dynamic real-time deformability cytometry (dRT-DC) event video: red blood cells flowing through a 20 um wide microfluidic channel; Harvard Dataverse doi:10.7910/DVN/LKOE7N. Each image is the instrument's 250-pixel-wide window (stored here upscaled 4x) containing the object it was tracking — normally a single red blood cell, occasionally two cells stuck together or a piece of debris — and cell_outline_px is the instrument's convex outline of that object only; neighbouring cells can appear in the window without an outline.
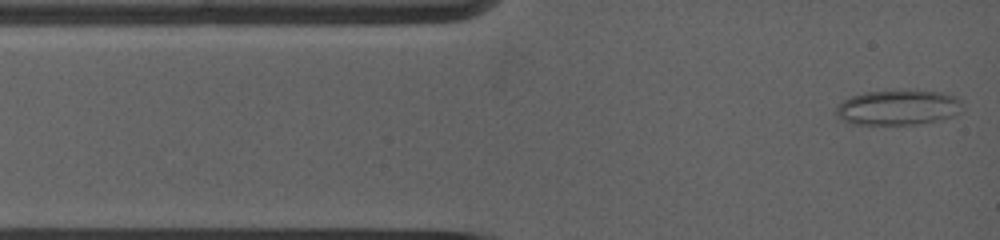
{"species": "common noctule bat (a hibernating species)", "species_latin": "Nyctalus noctula", "temperature_condition": "warm", "stored_images_in_passage": 82, "camera_frame_rate_fps": 5000, "um_per_image_px": 0.085, "animal": {"sex": "female", "body_mass_g": 19.0, "forearm_length_mm": 53.3}, "frame": {"image": 1, "passage_image": 1, "time_ms": 0.0, "image_size_px": [1000, 240], "cell_outline_px": [[964, 104], [960, 112], [952, 116], [940, 120], [916, 124], [848, 124], [836, 116], [836, 108], [844, 100], [852, 96], [864, 92], [904, 88], [916, 88], [940, 92], [952, 96], [960, 100]], "centroid_in_image_um": [76.35, 9.1], "position_along_channel_um": 8.7, "area_um2": 26.59}}
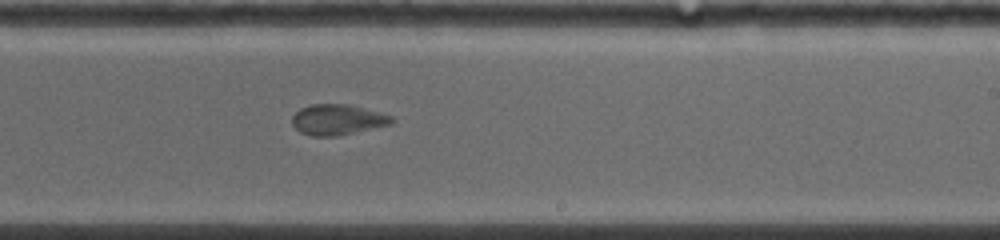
{"frame": {"image": 2, "passage_image": 35, "time_ms": 7.6, "image_size_px": [1000, 240], "cell_outline_px": [[396, 120], [392, 124], [336, 136], [312, 136], [300, 132], [292, 124], [292, 116], [300, 108], [312, 104], [344, 104], [392, 116]], "centroid_in_image_um": [28.66, 10.18], "position_along_channel_um": 260.3, "area_um2": 17.46}}
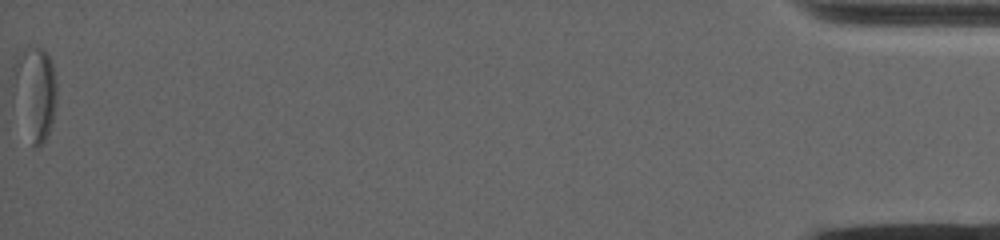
{"frame": {"image": 3, "passage_image": 82, "time_ms": 16.4, "image_size_px": [1000, 240], "cell_outline_px": [[56, 104], [52, 124], [44, 140], [40, 144], [32, 144], [12, 68], [24, 48], [28, 44], [44, 48], [52, 60], [56, 84]], "centroid_in_image_um": [3.09, 7.68], "position_along_channel_um": 432.1, "area_um2": 21.79}, "authors_computed_cell_mechanics": {"area_um2": 18.7272, "velocity_mm_per_s": 3.8788, "shape_relaxation_time_tau1_ms": 10.2675, "shape_relaxation_time_tau2_ms": 1.7807, "deformation_change_tau1": 0.2081, "deformation_change_tau2": 0.0507}}